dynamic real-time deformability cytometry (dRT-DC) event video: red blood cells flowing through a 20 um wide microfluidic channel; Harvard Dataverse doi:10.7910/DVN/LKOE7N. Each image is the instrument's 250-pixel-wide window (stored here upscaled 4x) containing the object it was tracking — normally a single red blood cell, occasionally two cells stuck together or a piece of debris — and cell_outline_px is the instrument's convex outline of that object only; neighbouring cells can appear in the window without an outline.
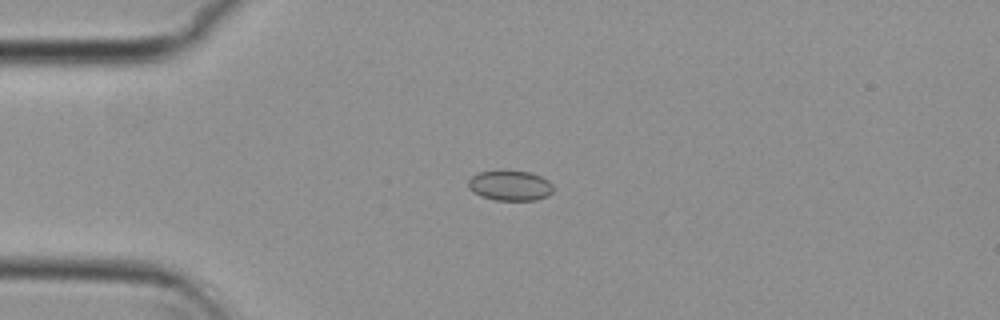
{"species": "common noctule bat (a hibernating species)", "species_latin": "Nyctalus noctula", "temperature_condition": "cold", "stored_images_in_passage": 5, "camera_frame_rate_fps": 3000, "um_per_image_px": 0.085, "animal": {"sex": "female", "body_mass_g": 29.2, "forearm_length_mm": 56.3}, "frame": {"image": 1, "passage_image": 3, "time_ms": 0.667, "image_size_px": [1000, 320], "cell_outline_px": [[552, 192], [548, 196], [536, 200], [496, 200], [480, 196], [468, 188], [468, 180], [472, 176], [480, 172], [532, 172], [548, 180], [552, 184]], "centroid_in_image_um": [43.37, 15.8], "position_along_channel_um": 41.6, "area_um2": 14.68}}
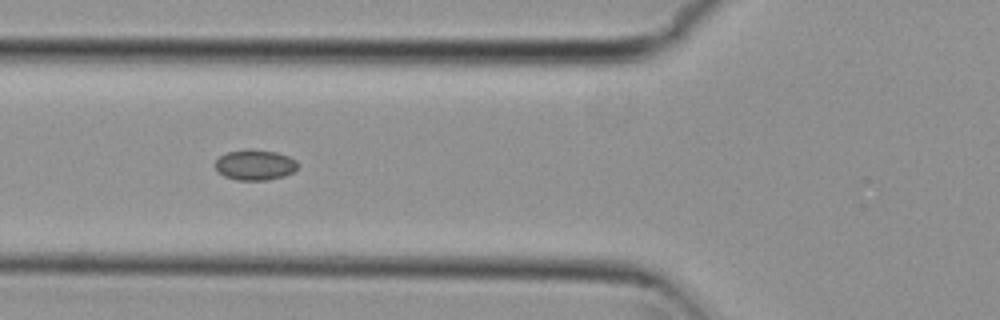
{"frame": {"image": 2, "passage_image": 5, "time_ms": 1.333, "image_size_px": [1000, 320], "cell_outline_px": [[296, 168], [292, 172], [284, 176], [268, 180], [236, 180], [224, 176], [216, 168], [216, 160], [220, 156], [228, 152], [248, 148], [276, 152], [288, 156], [296, 160]], "centroid_in_image_um": [21.66, 14.01], "position_along_channel_um": 104.1, "area_um2": 14.57}}